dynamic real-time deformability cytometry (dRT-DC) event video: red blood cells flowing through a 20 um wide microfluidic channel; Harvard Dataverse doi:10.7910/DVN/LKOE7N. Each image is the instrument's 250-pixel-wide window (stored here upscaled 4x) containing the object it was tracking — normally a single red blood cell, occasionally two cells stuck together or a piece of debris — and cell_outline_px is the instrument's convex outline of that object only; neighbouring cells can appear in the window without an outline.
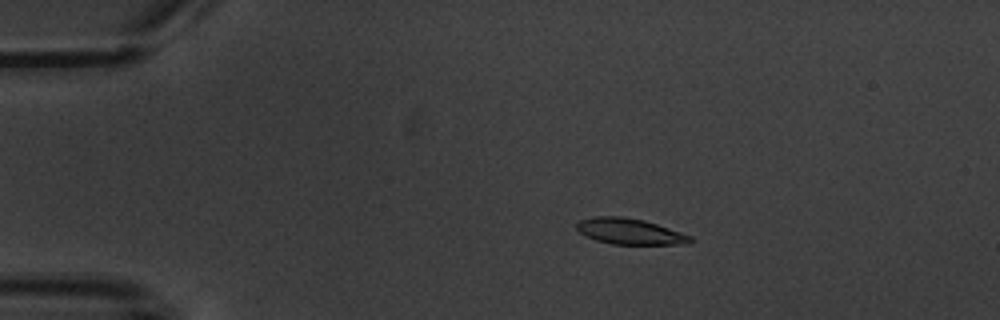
{"species": "common noctule bat (a hibernating species)", "species_latin": "Nyctalus noctula", "temperature_condition": "warm", "stored_images_in_passage": 9, "camera_frame_rate_fps": 3000, "um_per_image_px": 0.085, "animal": {"sex": "male", "body_mass_g": 20.1, "forearm_length_mm": 53.5}, "frame": {"image": 1, "passage_image": 3, "time_ms": 2.333, "image_size_px": [1000, 320], "cell_outline_px": [[692, 240], [688, 244], [612, 244], [596, 240], [584, 236], [576, 228], [576, 224], [580, 220], [592, 216], [624, 216], [644, 220], [692, 236]], "centroid_in_image_um": [53.49, 19.66], "position_along_channel_um": 31.5, "area_um2": 17.17}}
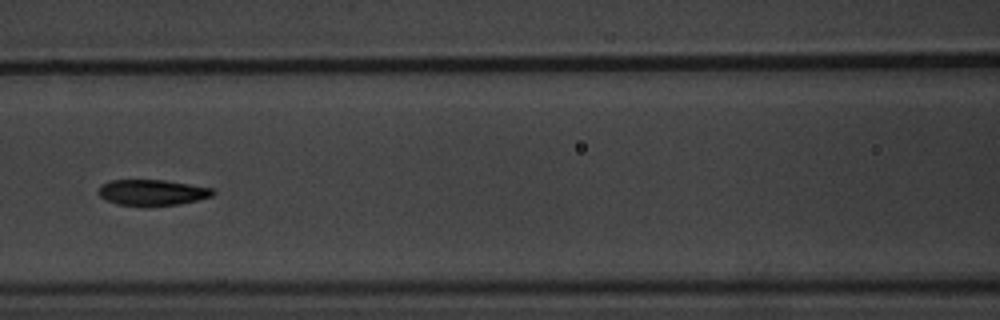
{"frame": {"image": 2, "passage_image": 7, "time_ms": 7.333, "image_size_px": [1000, 320], "cell_outline_px": [[216, 192], [212, 196], [180, 204], [148, 208], [144, 208], [116, 204], [100, 196], [96, 192], [100, 184], [108, 180], [164, 180], [216, 188]], "centroid_in_image_um": [12.92, 16.38], "position_along_channel_um": 153.7, "area_um2": 17.98}}
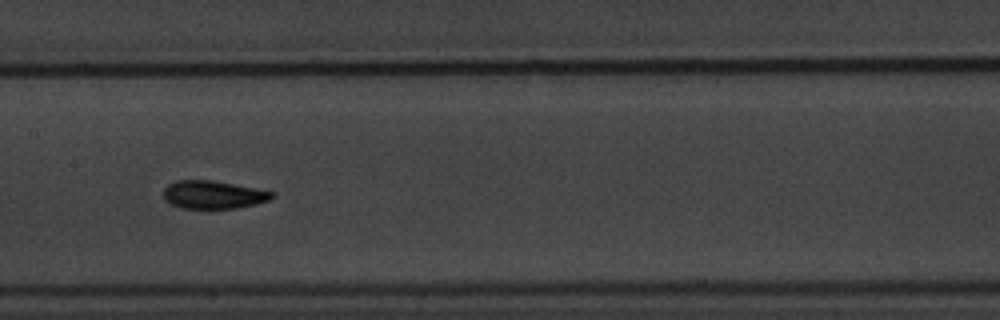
{"frame": {"image": 3, "passage_image": 8, "time_ms": 8.333, "image_size_px": [1000, 320], "cell_outline_px": [[276, 196], [272, 200], [256, 204], [236, 208], [184, 208], [172, 204], [164, 200], [164, 188], [168, 184], [176, 180], [212, 180], [276, 192]], "centroid_in_image_um": [18.17, 16.54], "position_along_channel_um": 189.2, "area_um2": 17.8}}